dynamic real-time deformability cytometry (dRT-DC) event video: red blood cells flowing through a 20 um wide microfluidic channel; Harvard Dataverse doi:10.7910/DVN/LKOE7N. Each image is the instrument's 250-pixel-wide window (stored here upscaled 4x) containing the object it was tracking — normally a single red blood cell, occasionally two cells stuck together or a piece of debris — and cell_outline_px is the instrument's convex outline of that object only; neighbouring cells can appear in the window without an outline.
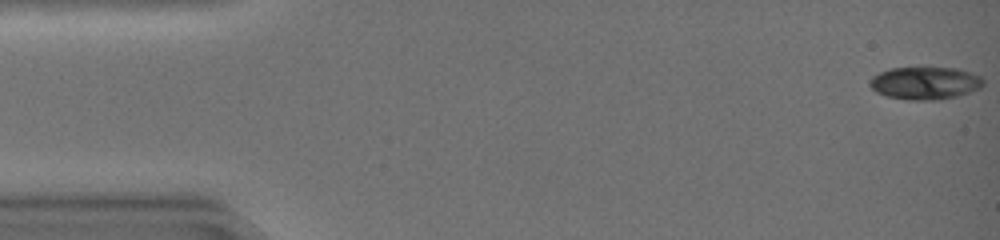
{"species": "common noctule bat (a hibernating species)", "species_latin": "Nyctalus noctula", "temperature_condition": "warm", "stored_images_in_passage": 45, "camera_frame_rate_fps": 3000, "um_per_image_px": 0.085, "animal": {"sex": "female", "body_mass_g": 19.0, "forearm_length_mm": 51.5}, "frame": {"image": 1, "passage_image": 1, "time_ms": 0.0, "image_size_px": [1000, 240], "cell_outline_px": [[984, 84], [980, 88], [956, 96], [940, 100], [908, 100], [888, 96], [876, 92], [868, 84], [868, 80], [872, 76], [880, 72], [892, 68], [956, 68], [980, 76], [984, 80]], "centroid_in_image_um": [78.61, 7.07], "position_along_channel_um": 6.4, "area_um2": 21.5}}
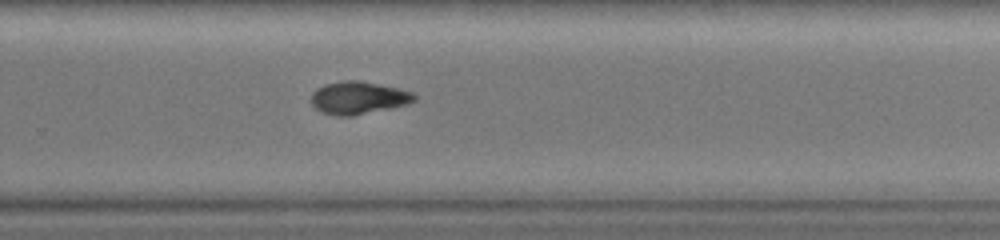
{"frame": {"image": 2, "passage_image": 31, "time_ms": 10.0, "image_size_px": [1000, 240], "cell_outline_px": [[416, 100], [408, 104], [392, 108], [352, 116], [336, 116], [320, 112], [312, 104], [312, 92], [316, 88], [324, 84], [344, 80], [360, 80], [416, 92]], "centroid_in_image_um": [30.48, 8.31], "position_along_channel_um": 299.3, "area_um2": 19.88}}
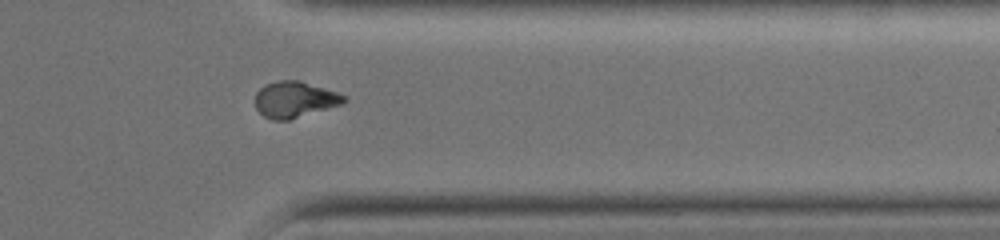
{"frame": {"image": 3, "passage_image": 37, "time_ms": 12.0, "image_size_px": [1000, 240], "cell_outline_px": [[348, 100], [344, 104], [288, 120], [272, 120], [264, 116], [256, 108], [256, 92], [264, 84], [276, 80], [300, 80], [336, 92], [344, 96]], "centroid_in_image_um": [25.05, 8.45], "position_along_channel_um": 386.4, "area_um2": 18.73}, "authors_computed_cell_mechanics": {"area_um2": 21.2126, "velocity_mm_per_s": 4.303, "shape_relaxation_time_tau1_ms": 4.2286, "shape_relaxation_time_tau2_ms": null, "deformation_change_tau1": 0.1899, "deformation_change_tau2": null}}